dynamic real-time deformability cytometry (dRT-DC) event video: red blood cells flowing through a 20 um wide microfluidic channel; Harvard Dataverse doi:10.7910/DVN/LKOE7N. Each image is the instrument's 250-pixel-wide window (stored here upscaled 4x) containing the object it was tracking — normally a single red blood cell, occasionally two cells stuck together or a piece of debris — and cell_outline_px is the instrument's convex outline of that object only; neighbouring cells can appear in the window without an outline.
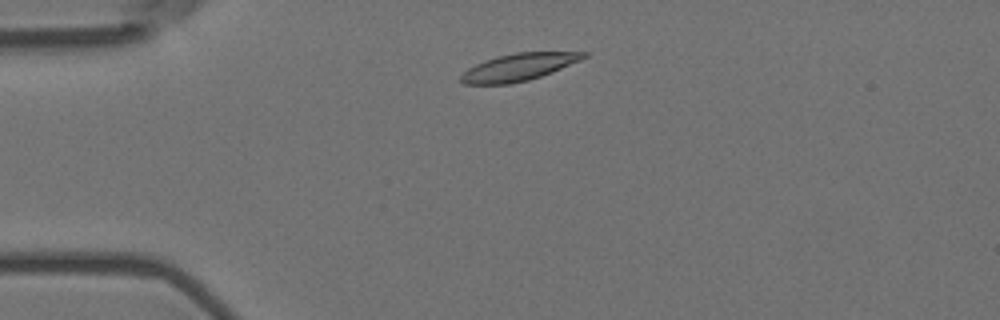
{"species": "Egyptian fruit bat (a non-hibernating species)", "species_latin": "Rousettus aegyptiacus", "temperature_condition": "room temperature", "stored_images_in_passage": 3, "camera_frame_rate_fps": 3000, "um_per_image_px": 0.085, "animal": {"sex": "female"}, "frame": {"image": 1, "passage_image": 2, "time_ms": 0.333, "image_size_px": [1000, 320], "cell_outline_px": [[588, 56], [580, 60], [552, 72], [528, 80], [508, 84], [464, 84], [460, 80], [460, 76], [468, 68], [476, 64], [500, 56], [516, 52], [588, 52]], "centroid_in_image_um": [44.09, 5.71], "position_along_channel_um": 40.9, "area_um2": 19.13}}